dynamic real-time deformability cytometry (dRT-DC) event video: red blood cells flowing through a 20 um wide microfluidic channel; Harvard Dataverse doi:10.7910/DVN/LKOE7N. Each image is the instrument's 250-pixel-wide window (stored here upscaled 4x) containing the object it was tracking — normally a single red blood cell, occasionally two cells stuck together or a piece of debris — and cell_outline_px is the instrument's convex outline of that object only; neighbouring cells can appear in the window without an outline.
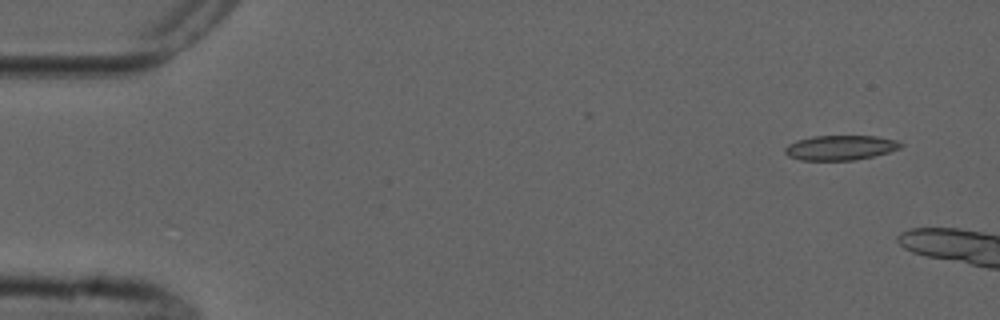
{"species": "common noctule bat (a hibernating species)", "species_latin": "Nyctalus noctula", "temperature_condition": "cold", "stored_images_in_passage": 7, "camera_frame_rate_fps": 3000, "um_per_image_px": 0.085, "animal": {"sex": "male", "forearm_length_mm": 52.5}, "frame": {"image": 1, "passage_image": 1, "time_ms": 0.0, "image_size_px": [1000, 320], "cell_outline_px": [[904, 144], [900, 148], [888, 152], [856, 160], [800, 160], [788, 156], [784, 152], [784, 148], [788, 144], [796, 140], [812, 136], [876, 136], [896, 140]], "centroid_in_image_um": [71.4, 12.55], "position_along_channel_um": 13.6, "area_um2": 16.76}}
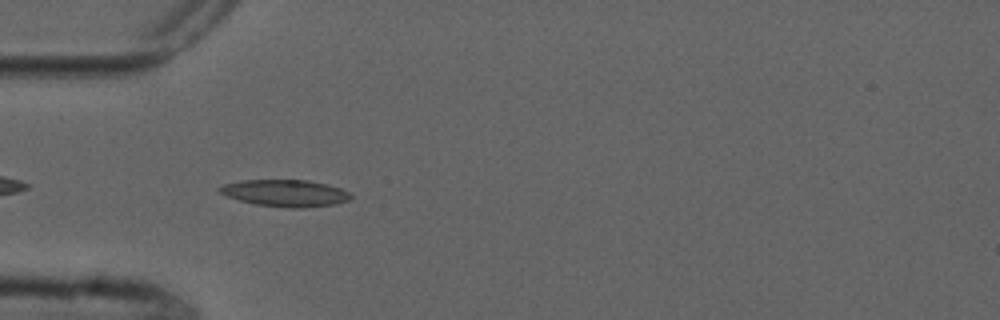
{"frame": {"image": 2, "passage_image": 6, "time_ms": 6.667, "image_size_px": [1000, 320], "cell_outline_px": [[352, 196], [348, 200], [332, 204], [304, 208], [288, 208], [256, 204], [224, 196], [216, 188], [224, 184], [240, 180], [308, 180], [328, 184], [340, 188], [348, 192]], "centroid_in_image_um": [24.21, 16.41], "position_along_channel_um": 60.8, "area_um2": 20.52}}
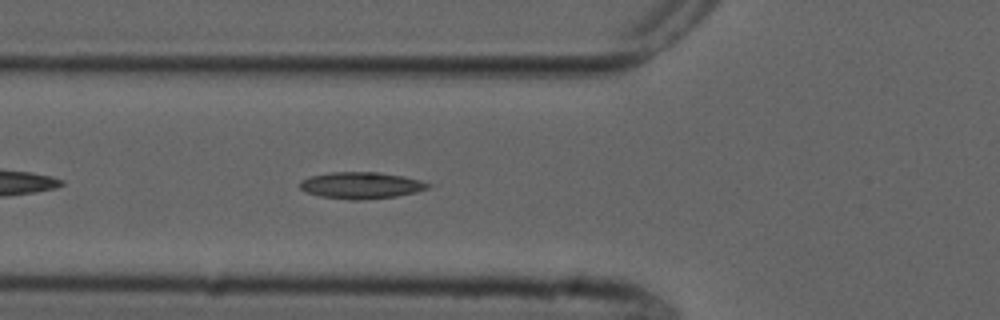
{"frame": {"image": 3, "passage_image": 7, "time_ms": 7.667, "image_size_px": [1000, 320], "cell_outline_px": [[428, 188], [416, 192], [396, 196], [360, 200], [348, 200], [320, 196], [304, 192], [300, 188], [300, 180], [312, 176], [328, 172], [376, 172], [404, 176], [420, 180], [428, 184]], "centroid_in_image_um": [30.64, 15.76], "position_along_channel_um": 95.2, "area_um2": 19.83}}